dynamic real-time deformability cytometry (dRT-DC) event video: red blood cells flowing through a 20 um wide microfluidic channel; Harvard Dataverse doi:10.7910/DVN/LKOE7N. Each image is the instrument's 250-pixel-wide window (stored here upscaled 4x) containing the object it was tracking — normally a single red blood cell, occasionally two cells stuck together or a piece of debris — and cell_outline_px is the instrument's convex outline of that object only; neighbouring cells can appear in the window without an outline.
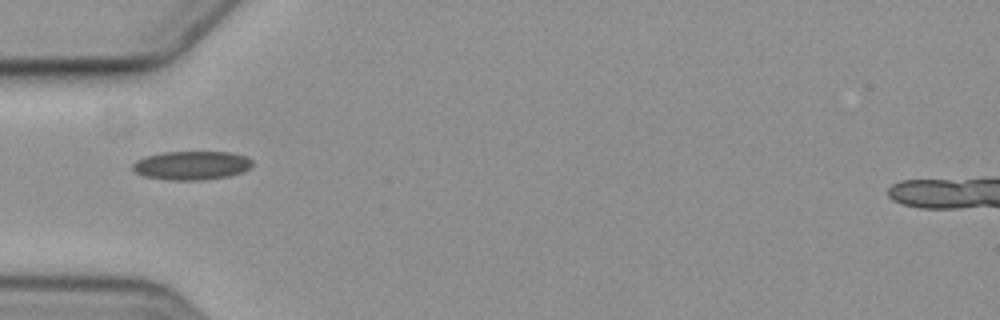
{"species": "common noctule bat (a hibernating species)", "species_latin": "Nyctalus noctula", "temperature_condition": "cold", "stored_images_in_passage": 2, "camera_frame_rate_fps": 3000, "um_per_image_px": 0.085, "animal": {"sex": "female", "body_mass_g": 19.3, "forearm_length_mm": 54.1}, "frame": {"image": 1, "passage_image": 1, "time_ms": 0.0, "image_size_px": [1000, 320], "cell_outline_px": [[252, 164], [244, 172], [228, 176], [200, 180], [168, 180], [144, 176], [136, 172], [132, 168], [132, 164], [136, 160], [144, 156], [164, 152], [232, 152], [248, 156], [252, 160]], "centroid_in_image_um": [16.29, 14.05], "position_along_channel_um": 68.7, "area_um2": 20.17}}
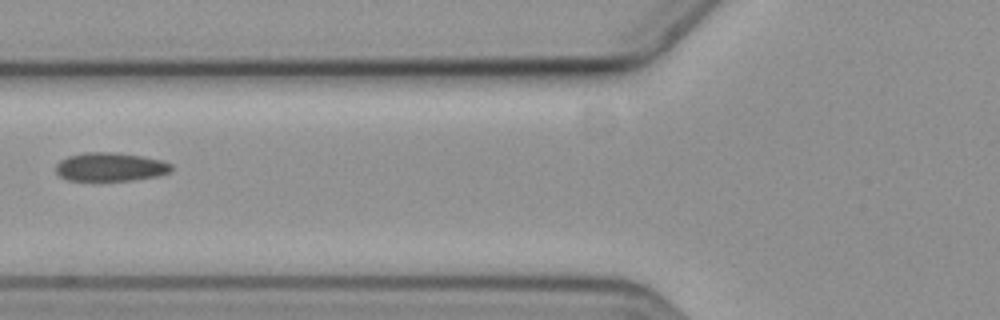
{"frame": {"image": 2, "passage_image": 2, "time_ms": 1.333, "image_size_px": [1000, 320], "cell_outline_px": [[172, 168], [168, 172], [156, 176], [132, 180], [68, 180], [60, 176], [56, 172], [56, 164], [60, 160], [68, 156], [84, 152], [116, 152], [140, 156], [160, 160], [172, 164]], "centroid_in_image_um": [9.34, 14.18], "position_along_channel_um": 116.5, "area_um2": 19.07}}